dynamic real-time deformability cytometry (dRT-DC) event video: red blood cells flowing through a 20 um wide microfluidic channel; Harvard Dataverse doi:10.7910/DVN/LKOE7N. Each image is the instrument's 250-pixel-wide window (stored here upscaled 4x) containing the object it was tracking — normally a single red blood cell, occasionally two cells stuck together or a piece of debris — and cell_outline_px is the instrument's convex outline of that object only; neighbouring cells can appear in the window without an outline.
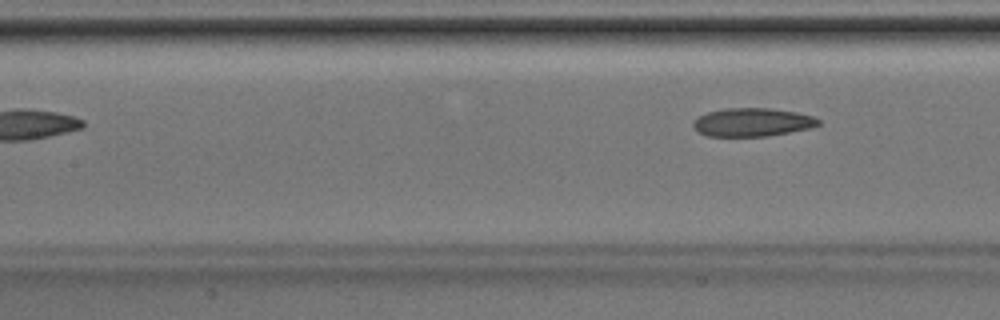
{"species": "Egyptian fruit bat (a non-hibernating species)", "species_latin": "Rousettus aegyptiacus", "temperature_condition": "room temperature", "stored_images_in_passage": 9, "camera_frame_rate_fps": 3000, "um_per_image_px": 0.085, "animal": {"sex": "male"}, "frame": {"image": 1, "passage_image": 9, "time_ms": 2.667, "image_size_px": [1000, 320], "cell_outline_px": [[820, 124], [812, 128], [768, 136], [708, 136], [700, 132], [692, 124], [700, 116], [708, 112], [724, 108], [768, 108], [796, 112], [812, 116], [820, 120]], "centroid_in_image_um": [63.99, 10.39], "position_along_channel_um": 143.4, "area_um2": 20.52}}